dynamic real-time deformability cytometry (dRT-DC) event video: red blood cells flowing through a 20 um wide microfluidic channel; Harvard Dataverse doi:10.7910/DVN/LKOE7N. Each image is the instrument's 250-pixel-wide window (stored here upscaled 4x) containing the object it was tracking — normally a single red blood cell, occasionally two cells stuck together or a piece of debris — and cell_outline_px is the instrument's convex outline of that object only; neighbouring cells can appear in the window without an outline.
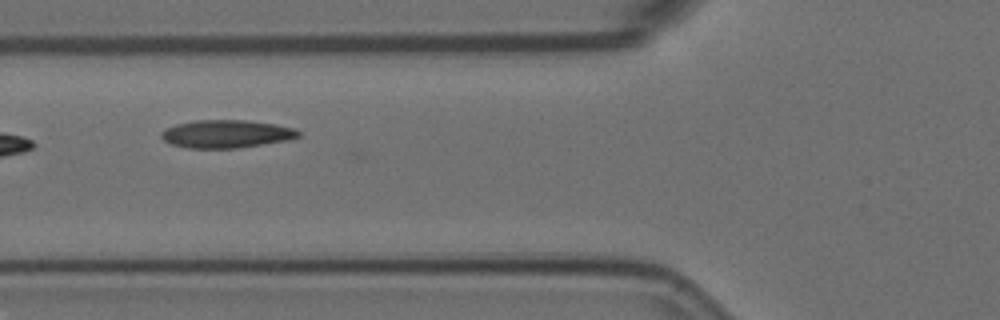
{"species": "Egyptian fruit bat (a non-hibernating species)", "species_latin": "Rousettus aegyptiacus", "temperature_condition": "room temperature", "stored_images_in_passage": 3, "camera_frame_rate_fps": 3000, "um_per_image_px": 0.085, "animal": {"sex": "female"}, "frame": {"image": 1, "passage_image": 2, "time_ms": 0.333, "image_size_px": [1000, 320], "cell_outline_px": [[300, 136], [288, 140], [236, 148], [188, 148], [172, 144], [164, 140], [160, 136], [160, 132], [164, 128], [176, 124], [196, 120], [248, 120], [276, 124], [296, 128], [300, 132]], "centroid_in_image_um": [19.24, 11.37], "position_along_channel_um": 106.6, "area_um2": 22.43}}
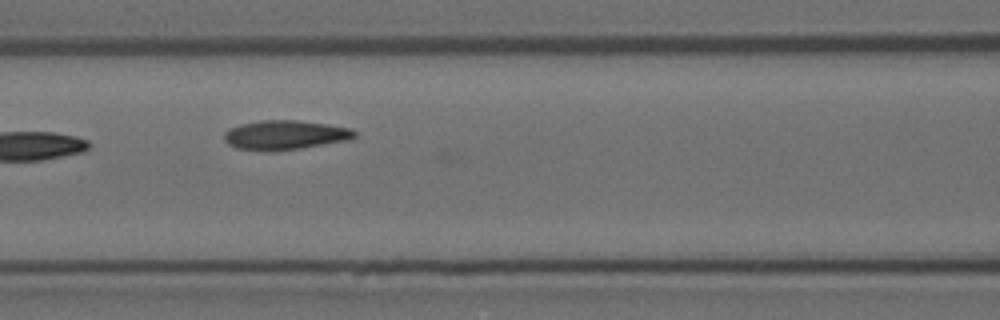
{"frame": {"image": 2, "passage_image": 3, "time_ms": 0.667, "image_size_px": [1000, 320], "cell_outline_px": [[356, 136], [348, 140], [300, 148], [236, 148], [228, 144], [224, 140], [224, 132], [228, 128], [240, 124], [260, 120], [296, 120], [328, 124], [352, 128], [356, 132]], "centroid_in_image_um": [24.25, 11.42], "position_along_channel_um": 142.3, "area_um2": 21.56}}